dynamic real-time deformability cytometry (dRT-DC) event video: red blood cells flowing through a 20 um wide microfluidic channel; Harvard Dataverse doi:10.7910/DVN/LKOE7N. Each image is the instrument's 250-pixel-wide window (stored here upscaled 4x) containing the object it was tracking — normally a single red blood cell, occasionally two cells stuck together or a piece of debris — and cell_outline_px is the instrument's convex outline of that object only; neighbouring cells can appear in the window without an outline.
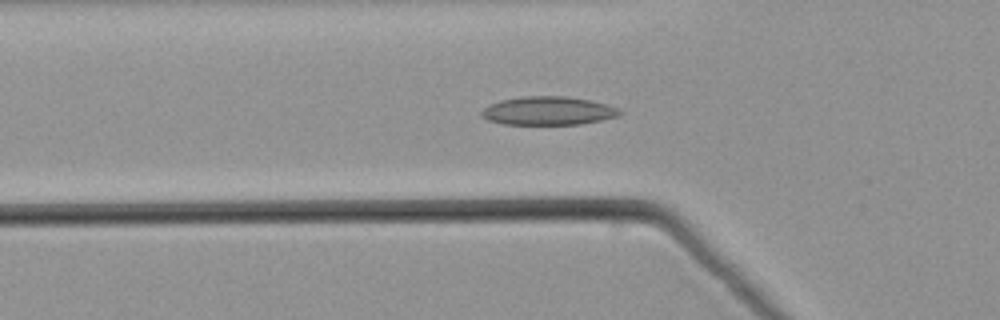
{"species": "common noctule bat (a hibernating species)", "species_latin": "Nyctalus noctula", "temperature_condition": "warm", "stored_images_in_passage": 52, "camera_frame_rate_fps": 3000, "um_per_image_px": 0.085, "animal": {"sex": "male", "body_mass_g": 21.5, "forearm_length_mm": 52.0}, "frame": {"image": 1, "passage_image": 18, "time_ms": 5.667, "image_size_px": [1000, 320], "cell_outline_px": [[624, 112], [620, 116], [604, 120], [580, 124], [504, 124], [488, 120], [480, 116], [480, 112], [488, 104], [500, 100], [524, 96], [564, 96], [592, 100], [620, 108]], "centroid_in_image_um": [46.63, 9.42], "position_along_channel_um": 79.2, "area_um2": 23.24}}
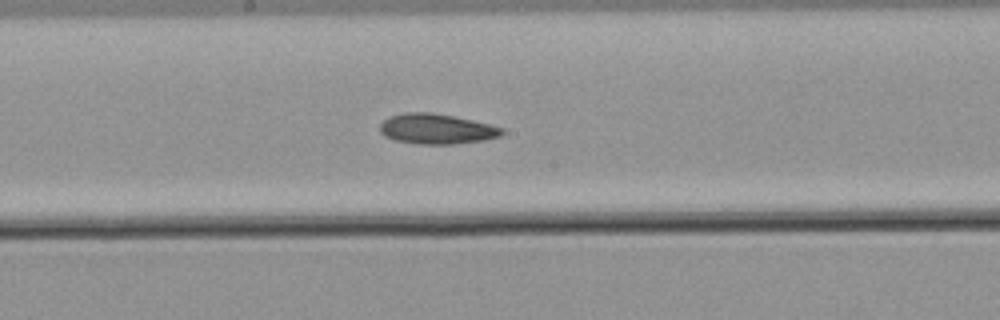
{"frame": {"image": 2, "passage_image": 28, "time_ms": 9.0, "image_size_px": [1000, 320], "cell_outline_px": [[504, 132], [500, 136], [484, 140], [456, 144], [420, 144], [392, 140], [384, 136], [380, 132], [380, 124], [388, 116], [404, 112], [428, 112], [452, 116], [472, 120], [504, 128]], "centroid_in_image_um": [37.07, 10.96], "position_along_channel_um": 211.1, "area_um2": 21.56}}
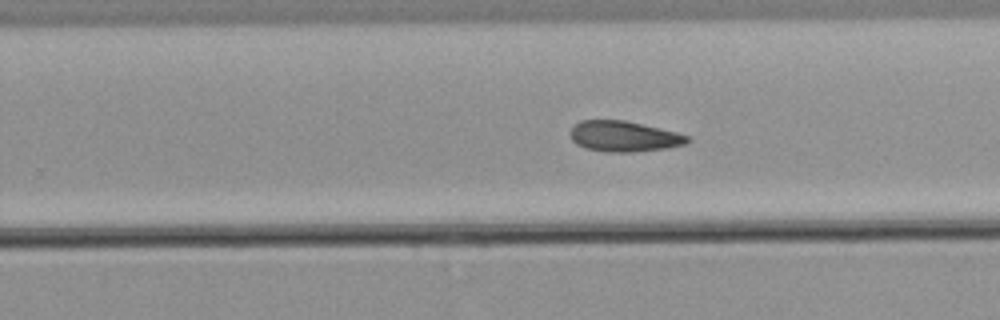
{"frame": {"image": 3, "passage_image": 33, "time_ms": 10.667, "image_size_px": [1000, 320], "cell_outline_px": [[688, 144], [664, 148], [632, 152], [608, 152], [584, 148], [576, 144], [572, 140], [572, 124], [580, 120], [624, 120], [660, 128], [676, 132], [688, 136]], "centroid_in_image_um": [53.0, 11.59], "position_along_channel_um": 276.8, "area_um2": 20.81}}